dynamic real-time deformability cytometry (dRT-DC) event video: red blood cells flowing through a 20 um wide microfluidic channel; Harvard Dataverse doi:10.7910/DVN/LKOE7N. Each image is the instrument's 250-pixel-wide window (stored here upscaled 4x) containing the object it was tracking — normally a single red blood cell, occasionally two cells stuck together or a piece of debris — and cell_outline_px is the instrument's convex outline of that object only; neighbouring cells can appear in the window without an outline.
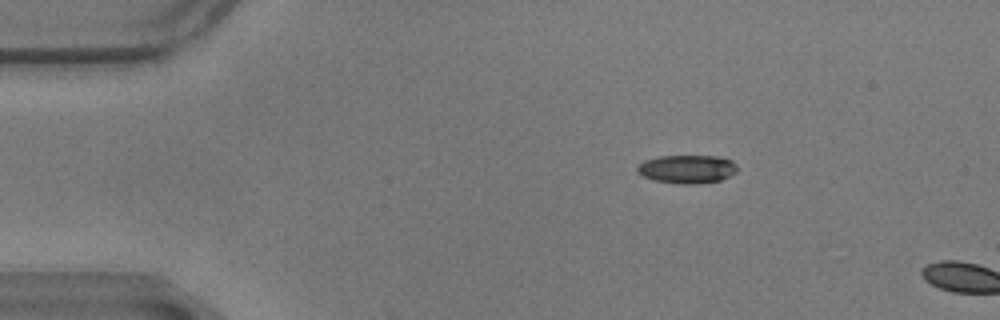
{"species": "common noctule bat (a hibernating species)", "species_latin": "Nyctalus noctula", "temperature_condition": "warm", "stored_images_in_passage": 3, "camera_frame_rate_fps": 3000, "um_per_image_px": 0.085, "animal": {"sex": "male", "body_mass_g": 17.9}, "frame": {"image": 1, "passage_image": 1, "time_ms": 0.0, "image_size_px": [1000, 320], "cell_outline_px": [[736, 172], [720, 180], [696, 184], [680, 184], [652, 180], [636, 172], [636, 168], [644, 160], [660, 156], [716, 156], [732, 160], [736, 164]], "centroid_in_image_um": [58.38, 14.37], "position_along_channel_um": 26.6, "area_um2": 16.53}}